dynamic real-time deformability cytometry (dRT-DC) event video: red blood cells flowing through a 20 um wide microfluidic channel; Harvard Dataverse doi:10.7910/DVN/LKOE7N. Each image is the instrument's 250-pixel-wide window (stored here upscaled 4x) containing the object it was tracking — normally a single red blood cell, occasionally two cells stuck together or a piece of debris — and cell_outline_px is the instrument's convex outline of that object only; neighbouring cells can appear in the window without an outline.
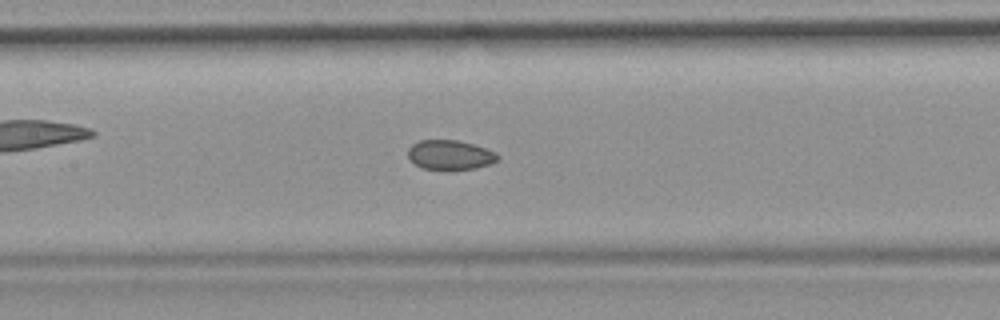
{"species": "common noctule bat (a hibernating species)", "species_latin": "Nyctalus noctula", "temperature_condition": "room temperature", "stored_images_in_passage": 46, "camera_frame_rate_fps": 3000, "um_per_image_px": 0.085, "animal": {"sex": "female", "body_mass_g": 19.9}, "frame": {"image": 1, "passage_image": 20, "time_ms": 6.333, "image_size_px": [1000, 320], "cell_outline_px": [[500, 160], [492, 164], [476, 168], [448, 172], [444, 172], [420, 168], [408, 156], [408, 148], [412, 144], [420, 140], [456, 140], [472, 144], [496, 152], [500, 156]], "centroid_in_image_um": [38.28, 13.22], "position_along_channel_um": 169.1, "area_um2": 16.07}}